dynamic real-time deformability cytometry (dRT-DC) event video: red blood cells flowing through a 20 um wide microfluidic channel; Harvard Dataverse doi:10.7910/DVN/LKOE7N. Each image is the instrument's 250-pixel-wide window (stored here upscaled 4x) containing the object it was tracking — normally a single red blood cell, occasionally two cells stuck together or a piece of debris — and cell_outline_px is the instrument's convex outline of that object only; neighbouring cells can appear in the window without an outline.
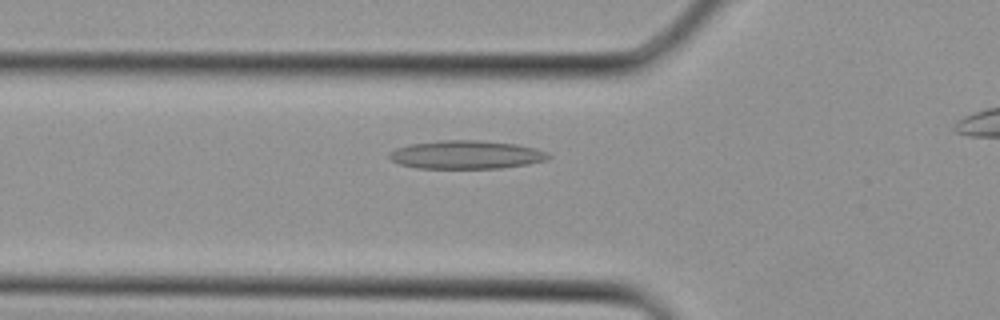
{"species": "Egyptian fruit bat (a non-hibernating species)", "species_latin": "Rousettus aegyptiacus", "temperature_condition": "cold", "stored_images_in_passage": 6, "segment_of_instrument_passage": [2, 2], "camera_frame_rate_fps": 3000, "um_per_image_px": 0.085, "animal": {"sex": "female"}, "frame": {"image": 1, "passage_image": 6, "time_ms": 1.667, "image_size_px": [1000, 320], "cell_outline_px": [[552, 156], [544, 160], [528, 164], [500, 168], [416, 168], [400, 164], [392, 160], [388, 156], [388, 152], [396, 148], [408, 144], [440, 140], [476, 140], [516, 144], [536, 148], [548, 152]], "centroid_in_image_um": [39.61, 13.14], "position_along_channel_um": 86.2, "area_um2": 26.36}}